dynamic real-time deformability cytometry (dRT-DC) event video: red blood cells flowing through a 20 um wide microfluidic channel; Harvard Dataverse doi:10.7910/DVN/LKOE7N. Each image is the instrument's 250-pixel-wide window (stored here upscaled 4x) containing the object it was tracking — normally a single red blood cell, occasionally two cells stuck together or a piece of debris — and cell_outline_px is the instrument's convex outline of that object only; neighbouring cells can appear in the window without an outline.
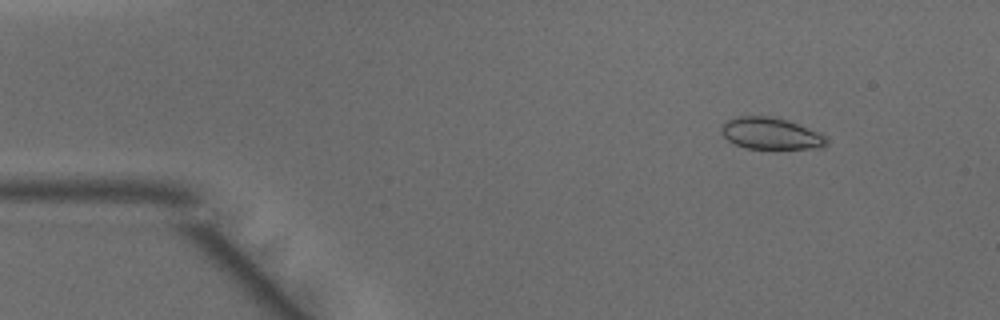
{"species": "common noctule bat (a hibernating species)", "species_latin": "Nyctalus noctula", "temperature_condition": "warm", "stored_images_in_passage": 9, "camera_frame_rate_fps": 3000, "um_per_image_px": 0.085, "animal": {"sex": "male", "body_mass_g": 15.6}, "frame": {"image": 1, "passage_image": 5, "time_ms": 1.333, "image_size_px": [1000, 320], "cell_outline_px": [[828, 144], [824, 148], [748, 148], [736, 144], [728, 140], [720, 132], [720, 128], [728, 120], [736, 116], [772, 116], [820, 132], [828, 136]], "centroid_in_image_um": [65.55, 11.35], "position_along_channel_um": 19.4, "area_um2": 19.31}}